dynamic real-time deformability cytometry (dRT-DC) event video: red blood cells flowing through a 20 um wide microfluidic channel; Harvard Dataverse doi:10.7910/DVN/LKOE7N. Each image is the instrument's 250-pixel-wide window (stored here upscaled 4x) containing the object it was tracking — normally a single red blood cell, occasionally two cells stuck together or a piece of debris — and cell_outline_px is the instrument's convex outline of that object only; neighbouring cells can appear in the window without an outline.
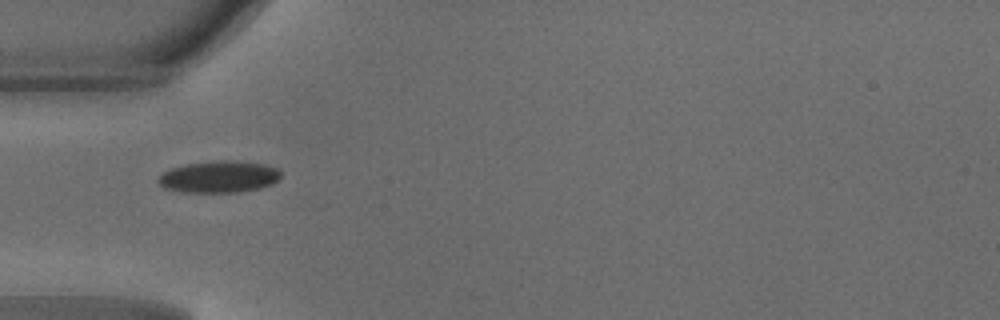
{"species": "common noctule bat (a hibernating species)", "species_latin": "Nyctalus noctula", "temperature_condition": "warm", "stored_images_in_passage": 28, "camera_frame_rate_fps": 3000, "um_per_image_px": 0.085, "animal": {"sex": "male", "body_mass_g": 18.8}, "frame": {"image": 1, "passage_image": 1, "time_ms": 0.0, "image_size_px": [1000, 320], "cell_outline_px": [[280, 176], [272, 184], [260, 188], [236, 192], [180, 192], [164, 188], [156, 180], [164, 172], [172, 168], [184, 164], [220, 160], [236, 160], [264, 164], [276, 168], [280, 172]], "centroid_in_image_um": [18.59, 15.02], "position_along_channel_um": 66.4, "area_um2": 22.66}}
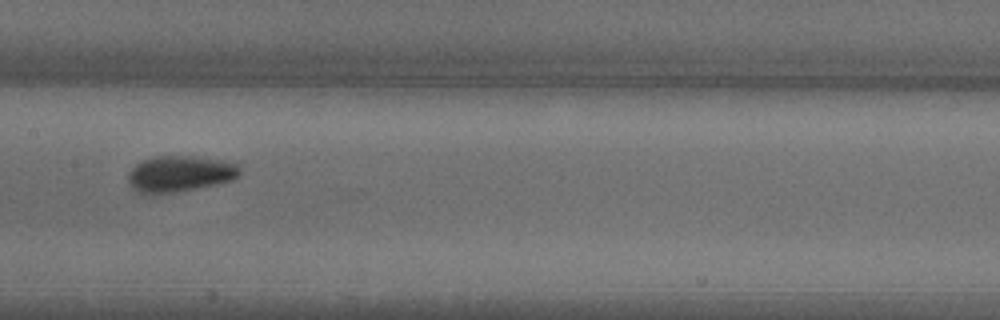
{"frame": {"image": 2, "passage_image": 10, "time_ms": 3.0, "image_size_px": [1000, 320], "cell_outline_px": [[240, 176], [232, 180], [216, 184], [176, 192], [136, 192], [128, 184], [128, 172], [136, 164], [152, 156], [192, 156], [224, 160], [240, 164]], "centroid_in_image_um": [15.32, 14.75], "position_along_channel_um": 192.1, "area_um2": 23.47}}
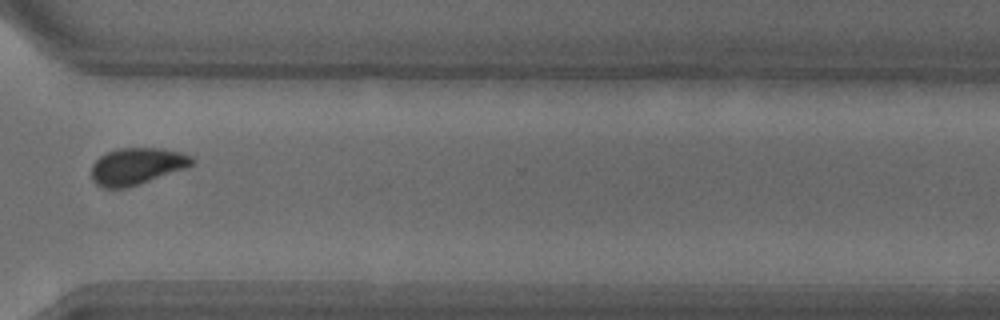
{"frame": {"image": 3, "passage_image": 22, "time_ms": 7.0, "image_size_px": [1000, 320], "cell_outline_px": [[196, 160], [188, 168], [124, 188], [104, 188], [96, 184], [92, 180], [92, 164], [100, 156], [108, 152], [120, 148], [160, 148], [180, 152], [192, 156]], "centroid_in_image_um": [11.65, 14.12], "position_along_channel_um": 359.0, "area_um2": 21.44}, "authors_computed_cell_mechanics": {"area_um2": 22.253, "velocity_mm_per_s": 4.1739, "shape_relaxation_time_tau1_ms": 3.491, "shape_relaxation_time_tau2_ms": 1.0338, "deformation_change_tau1": 0.1196, "deformation_change_tau2": 0.0499}}